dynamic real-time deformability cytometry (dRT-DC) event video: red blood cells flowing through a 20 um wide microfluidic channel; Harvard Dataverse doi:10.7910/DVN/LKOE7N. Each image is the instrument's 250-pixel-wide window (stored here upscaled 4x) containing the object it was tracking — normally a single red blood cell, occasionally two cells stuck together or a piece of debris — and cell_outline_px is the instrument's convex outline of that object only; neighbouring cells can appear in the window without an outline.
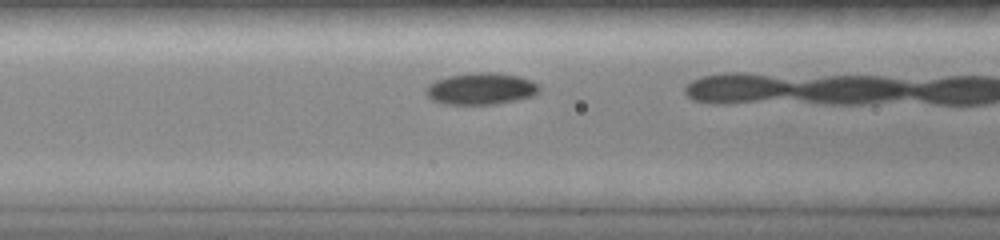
{"species": "common noctule bat (a hibernating species)", "species_latin": "Nyctalus noctula", "temperature_condition": "room temperature", "stored_images_in_passage": 11, "camera_frame_rate_fps": 3000, "um_per_image_px": 0.085, "animal": {"sex": "female", "body_mass_g": 19.0, "forearm_length_mm": 51.5}, "frame": {"image": 1, "passage_image": 10, "time_ms": 3.0, "image_size_px": [1000, 240], "cell_outline_px": [[540, 92], [532, 96], [516, 100], [496, 104], [444, 104], [432, 100], [424, 92], [424, 88], [428, 84], [436, 80], [448, 76], [472, 72], [492, 72], [516, 76], [528, 80], [536, 84], [540, 88]], "centroid_in_image_um": [40.82, 7.55], "position_along_channel_um": 125.8, "area_um2": 20.92}}